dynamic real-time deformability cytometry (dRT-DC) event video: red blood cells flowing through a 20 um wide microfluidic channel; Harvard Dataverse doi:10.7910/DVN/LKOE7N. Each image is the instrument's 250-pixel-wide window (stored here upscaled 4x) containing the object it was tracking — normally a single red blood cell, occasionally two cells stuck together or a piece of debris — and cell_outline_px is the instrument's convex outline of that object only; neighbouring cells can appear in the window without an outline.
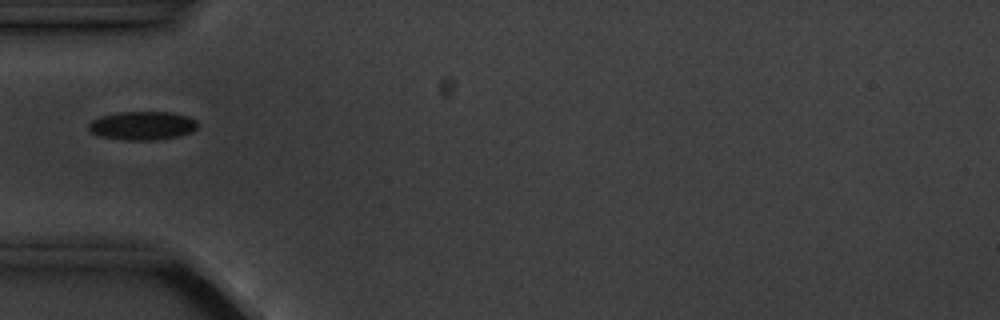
{"species": "common noctule bat (a hibernating species)", "species_latin": "Nyctalus noctula", "temperature_condition": "cold", "stored_images_in_passage": 7, "camera_frame_rate_fps": 3000, "um_per_image_px": 0.085, "animal": {"sex": "male", "body_mass_g": 20.1, "forearm_length_mm": 53.5}, "frame": {"image": 1, "passage_image": 5, "time_ms": 4.667, "image_size_px": [1000, 320], "cell_outline_px": [[196, 128], [192, 132], [180, 136], [156, 140], [124, 140], [100, 136], [92, 132], [88, 128], [88, 124], [92, 120], [100, 116], [120, 112], [172, 112], [188, 116], [196, 120]], "centroid_in_image_um": [12.11, 10.68], "position_along_channel_um": 72.9, "area_um2": 18.21}}
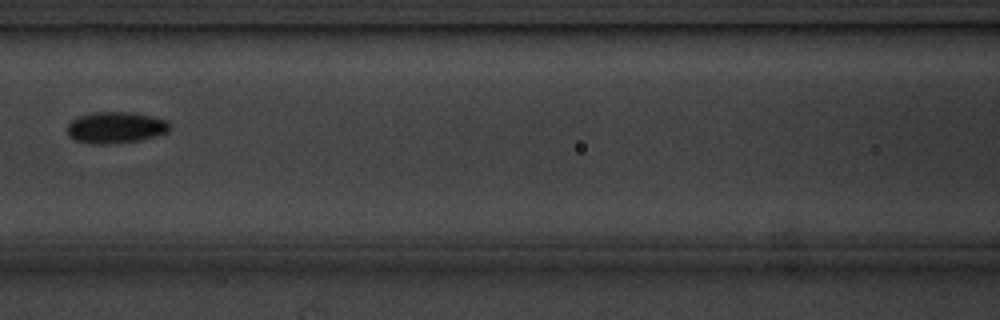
{"frame": {"image": 2, "passage_image": 7, "time_ms": 7.0, "image_size_px": [1000, 320], "cell_outline_px": [[172, 128], [168, 132], [156, 136], [140, 140], [104, 144], [96, 144], [76, 140], [68, 132], [68, 124], [72, 120], [80, 116], [92, 112], [132, 112], [152, 116], [168, 120]], "centroid_in_image_um": [9.9, 10.82], "position_along_channel_um": 156.7, "area_um2": 18.67}}